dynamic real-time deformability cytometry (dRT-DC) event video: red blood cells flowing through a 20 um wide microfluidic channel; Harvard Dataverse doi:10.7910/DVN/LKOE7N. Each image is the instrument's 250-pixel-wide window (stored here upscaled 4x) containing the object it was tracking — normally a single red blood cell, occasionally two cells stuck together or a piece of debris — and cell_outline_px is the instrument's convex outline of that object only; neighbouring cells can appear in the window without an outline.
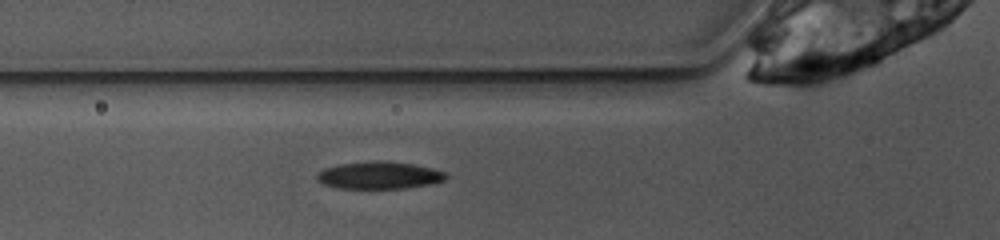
{"species": "common noctule bat (a hibernating species)", "species_latin": "Nyctalus noctula", "temperature_condition": "warm", "stored_images_in_passage": 38, "camera_frame_rate_fps": 3000, "um_per_image_px": 0.085, "animal": {"sex": "female", "body_mass_g": 10.0, "forearm_length_mm": 53.1}, "frame": {"image": 1, "passage_image": 4, "time_ms": 1.0, "image_size_px": [1000, 240], "cell_outline_px": [[448, 176], [444, 180], [428, 184], [404, 188], [336, 188], [324, 184], [316, 180], [316, 176], [324, 168], [340, 164], [376, 160], [388, 160], [412, 164], [432, 168], [444, 172]], "centroid_in_image_um": [32.21, 14.89], "position_along_channel_um": 93.6, "area_um2": 20.46}}
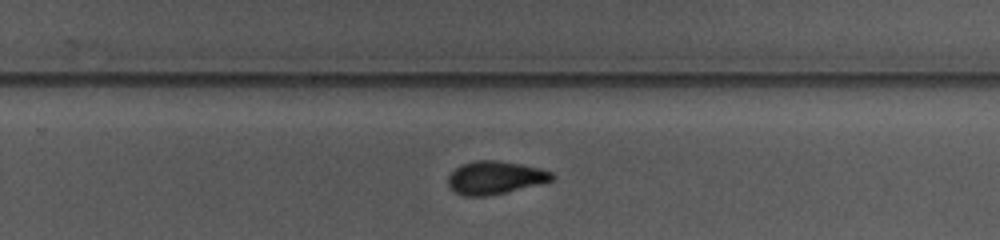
{"frame": {"image": 2, "passage_image": 19, "time_ms": 6.0, "image_size_px": [1000, 240], "cell_outline_px": [[556, 176], [552, 180], [540, 184], [488, 196], [464, 196], [456, 192], [448, 184], [448, 176], [460, 164], [476, 160], [496, 160], [520, 164], [540, 168], [552, 172]], "centroid_in_image_um": [42.09, 15.09], "position_along_channel_um": 287.7, "area_um2": 19.94}}
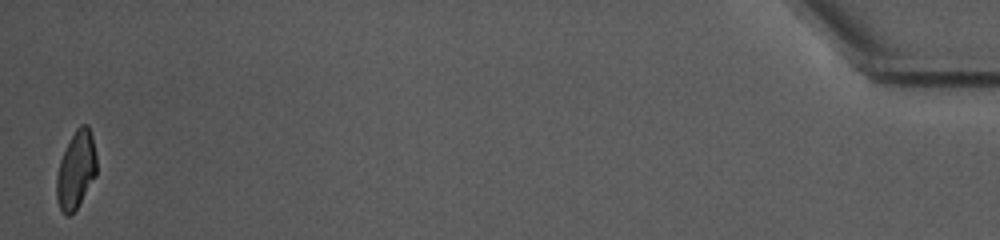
{"frame": {"image": 3, "passage_image": 38, "time_ms": 12.333, "image_size_px": [1000, 240], "cell_outline_px": [[96, 176], [76, 208], [68, 216], [64, 216], [60, 208], [56, 196], [56, 176], [60, 160], [76, 128], [80, 124], [88, 124], [92, 136], [96, 156]], "centroid_in_image_um": [6.46, 14.44], "position_along_channel_um": 428.7, "area_um2": 17.92}, "authors_computed_cell_mechanics": {"area_um2": 19.9988, "velocity_mm_per_s": 3.8739, "shape_relaxation_time_tau1_ms": 4.0093, "shape_relaxation_time_tau2_ms": 6.6261, "deformation_change_tau1": 0.165, "deformation_change_tau2": 0.0922}}